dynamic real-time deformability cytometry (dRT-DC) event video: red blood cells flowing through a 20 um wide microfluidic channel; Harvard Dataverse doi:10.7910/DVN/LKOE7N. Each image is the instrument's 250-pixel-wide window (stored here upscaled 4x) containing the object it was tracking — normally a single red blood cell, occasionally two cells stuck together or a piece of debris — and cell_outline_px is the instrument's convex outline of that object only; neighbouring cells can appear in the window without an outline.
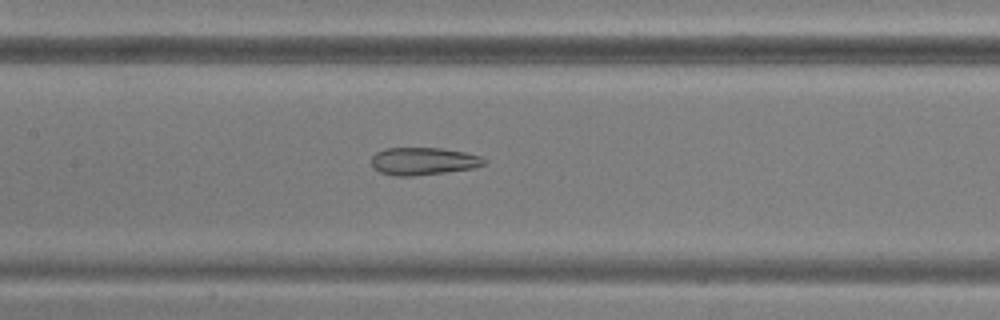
{"species": "common noctule bat (a hibernating species)", "species_latin": "Nyctalus noctula", "temperature_condition": "warm", "stored_images_in_passage": 16, "camera_frame_rate_fps": 3000, "um_per_image_px": 0.085, "animal": {"sex": "male", "body_mass_g": 20.5, "forearm_length_mm": 52.5}, "frame": {"image": 1, "passage_image": 11, "time_ms": 3.333, "image_size_px": [1000, 320], "cell_outline_px": [[488, 160], [484, 164], [472, 168], [448, 172], [412, 176], [396, 176], [380, 172], [372, 164], [372, 156], [376, 152], [384, 148], [440, 148], [464, 152], [480, 156]], "centroid_in_image_um": [35.99, 13.7], "position_along_channel_um": 171.4, "area_um2": 18.03}}
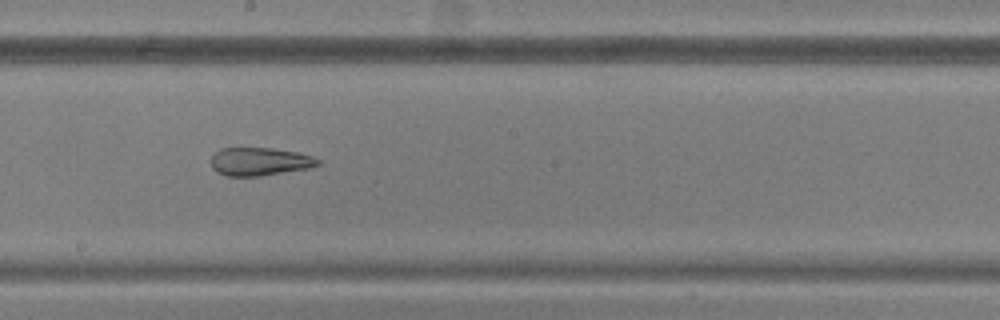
{"frame": {"image": 2, "passage_image": 15, "time_ms": 4.667, "image_size_px": [1000, 320], "cell_outline_px": [[320, 164], [308, 168], [260, 176], [228, 176], [216, 172], [212, 168], [212, 156], [220, 148], [272, 148], [296, 152], [312, 156], [320, 160]], "centroid_in_image_um": [22.06, 13.73], "position_along_channel_um": 226.1, "area_um2": 17.4}}